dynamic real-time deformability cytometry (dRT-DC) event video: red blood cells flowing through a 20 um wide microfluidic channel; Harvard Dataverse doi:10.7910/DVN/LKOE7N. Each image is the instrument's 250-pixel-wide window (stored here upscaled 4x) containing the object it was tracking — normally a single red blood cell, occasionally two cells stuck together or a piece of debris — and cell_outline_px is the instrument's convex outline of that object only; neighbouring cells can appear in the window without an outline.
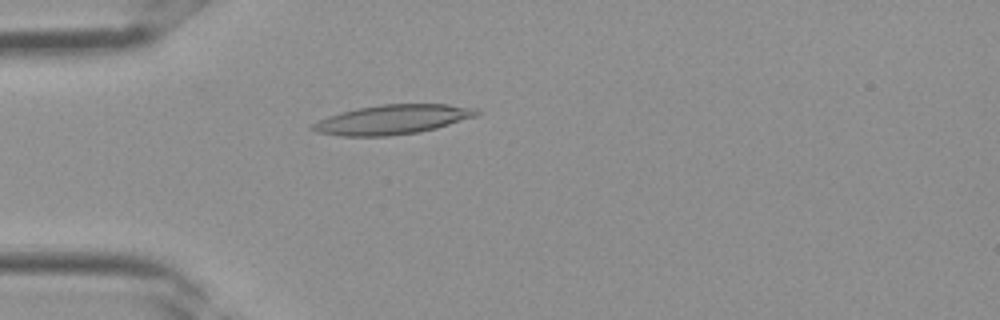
{"species": "Egyptian fruit bat (a non-hibernating species)", "species_latin": "Rousettus aegyptiacus", "temperature_condition": "room temperature", "stored_images_in_passage": 3, "camera_frame_rate_fps": 3000, "um_per_image_px": 0.085, "frame": {"image": 1, "passage_image": 3, "time_ms": 0.667, "image_size_px": [1000, 320], "cell_outline_px": [[480, 112], [476, 116], [436, 128], [420, 132], [388, 136], [340, 136], [316, 132], [308, 128], [312, 124], [328, 116], [340, 112], [356, 108], [380, 104], [448, 104], [476, 108]], "centroid_in_image_um": [33.34, 10.16], "position_along_channel_um": 51.7, "area_um2": 28.26}}